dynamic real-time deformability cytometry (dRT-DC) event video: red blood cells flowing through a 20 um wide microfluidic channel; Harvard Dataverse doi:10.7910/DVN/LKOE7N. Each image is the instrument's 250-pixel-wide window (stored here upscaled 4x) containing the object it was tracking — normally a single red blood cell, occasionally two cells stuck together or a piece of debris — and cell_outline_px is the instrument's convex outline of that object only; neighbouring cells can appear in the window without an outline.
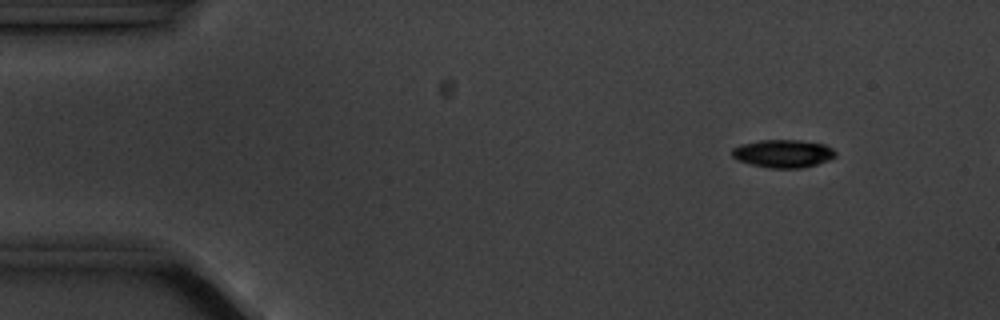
{"species": "common noctule bat (a hibernating species)", "species_latin": "Nyctalus noctula", "temperature_condition": "cold", "stored_images_in_passage": 3, "camera_frame_rate_fps": 3000, "um_per_image_px": 0.085, "animal": {"sex": "male", "body_mass_g": 20.1, "forearm_length_mm": 53.5}, "frame": {"image": 1, "passage_image": 1, "time_ms": 0.0, "image_size_px": [1000, 320], "cell_outline_px": [[836, 156], [828, 160], [804, 168], [768, 168], [736, 160], [732, 156], [732, 148], [740, 144], [760, 140], [800, 140], [824, 144], [832, 148], [836, 152]], "centroid_in_image_um": [66.55, 13.05], "position_along_channel_um": 18.4, "area_um2": 16.94}}